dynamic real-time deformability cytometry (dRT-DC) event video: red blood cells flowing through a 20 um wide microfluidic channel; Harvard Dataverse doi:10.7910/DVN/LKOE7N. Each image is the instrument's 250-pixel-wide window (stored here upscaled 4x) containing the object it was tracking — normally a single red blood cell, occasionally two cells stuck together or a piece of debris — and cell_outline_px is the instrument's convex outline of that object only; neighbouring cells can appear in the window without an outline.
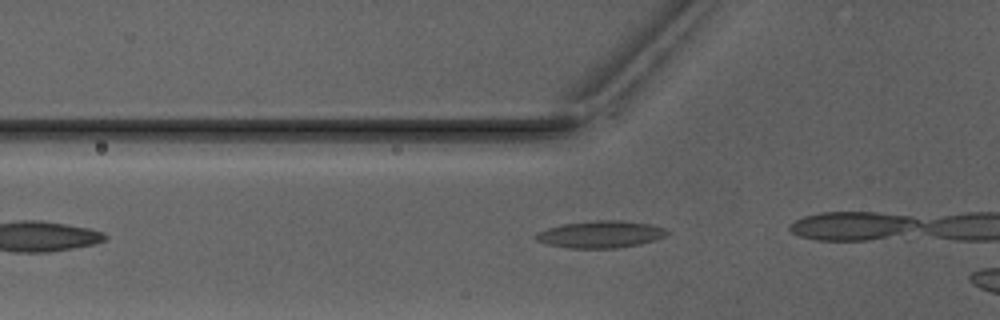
{"species": "Egyptian fruit bat (a non-hibernating species)", "species_latin": "Rousettus aegyptiacus", "temperature_condition": "warm", "stored_images_in_passage": 8, "camera_frame_rate_fps": 3000, "um_per_image_px": 0.085, "animal": {"sex": "male"}, "frame": {"image": 1, "passage_image": 7, "time_ms": 7.667, "image_size_px": [1000, 320], "cell_outline_px": [[668, 236], [656, 240], [640, 244], [616, 248], [568, 248], [548, 244], [536, 240], [532, 236], [536, 232], [548, 228], [564, 224], [596, 220], [620, 220], [648, 224], [664, 228], [668, 232]], "centroid_in_image_um": [51.04, 19.92], "position_along_channel_um": 74.8, "area_um2": 20.69}}